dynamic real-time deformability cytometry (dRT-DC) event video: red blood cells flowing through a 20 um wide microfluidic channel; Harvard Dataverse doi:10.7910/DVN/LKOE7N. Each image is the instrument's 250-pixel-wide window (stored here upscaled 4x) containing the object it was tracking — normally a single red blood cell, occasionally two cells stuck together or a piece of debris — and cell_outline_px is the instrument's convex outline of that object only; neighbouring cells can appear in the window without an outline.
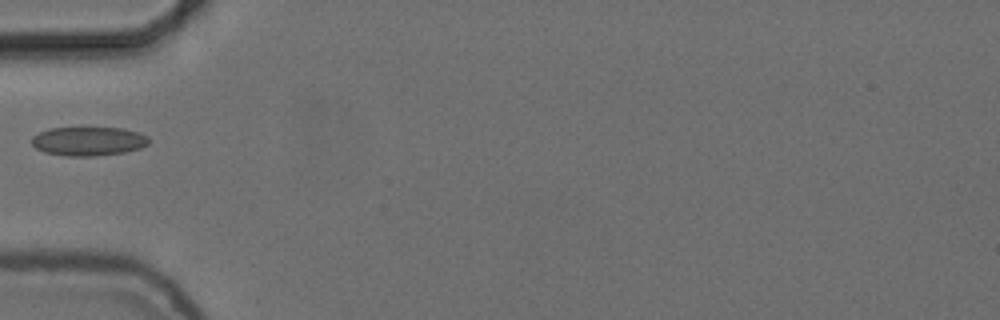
{"species": "common noctule bat (a hibernating species)", "species_latin": "Nyctalus noctula", "temperature_condition": "cold", "stored_images_in_passage": 26, "camera_frame_rate_fps": 3000, "um_per_image_px": 0.085, "animal": {"sex": "female", "body_mass_g": 24.6, "forearm_length_mm": 56.2}, "frame": {"image": 1, "passage_image": 1, "time_ms": 0.0, "image_size_px": [1000, 320], "cell_outline_px": [[148, 144], [140, 148], [124, 152], [92, 156], [64, 156], [44, 152], [36, 148], [32, 144], [32, 136], [48, 128], [124, 128], [148, 136]], "centroid_in_image_um": [7.49, 12.0], "position_along_channel_um": 77.5, "area_um2": 19.65}}
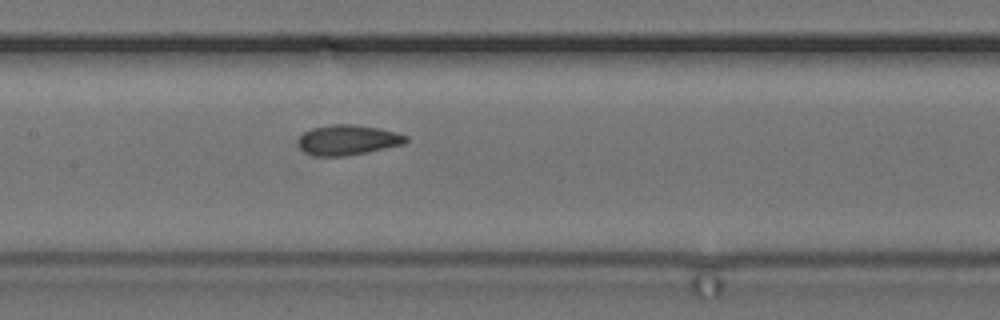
{"frame": {"image": 2, "passage_image": 9, "time_ms": 2.667, "image_size_px": [1000, 320], "cell_outline_px": [[408, 140], [404, 144], [368, 152], [348, 156], [316, 156], [304, 152], [300, 148], [300, 136], [304, 132], [312, 128], [332, 124], [352, 124], [380, 128], [396, 132], [408, 136]], "centroid_in_image_um": [29.59, 11.9], "position_along_channel_um": 177.8, "area_um2": 18.96}}
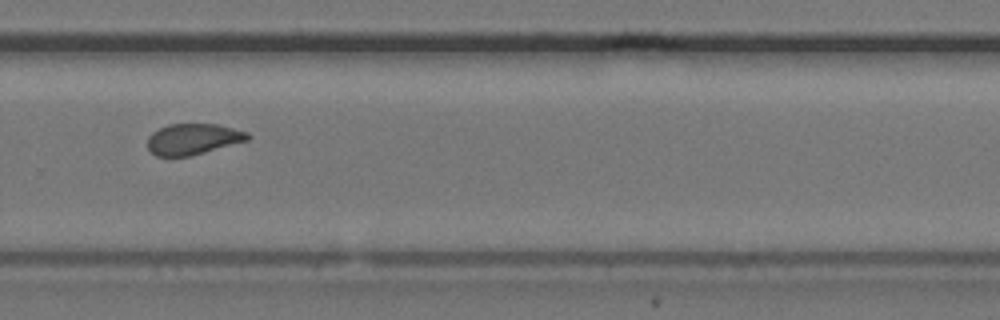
{"frame": {"image": 3, "passage_image": 20, "time_ms": 6.333, "image_size_px": [1000, 320], "cell_outline_px": [[252, 136], [248, 140], [204, 152], [188, 156], [156, 156], [148, 148], [148, 136], [152, 132], [168, 124], [220, 124], [248, 132]], "centroid_in_image_um": [16.42, 11.81], "position_along_channel_um": 313.4, "area_um2": 18.03}}